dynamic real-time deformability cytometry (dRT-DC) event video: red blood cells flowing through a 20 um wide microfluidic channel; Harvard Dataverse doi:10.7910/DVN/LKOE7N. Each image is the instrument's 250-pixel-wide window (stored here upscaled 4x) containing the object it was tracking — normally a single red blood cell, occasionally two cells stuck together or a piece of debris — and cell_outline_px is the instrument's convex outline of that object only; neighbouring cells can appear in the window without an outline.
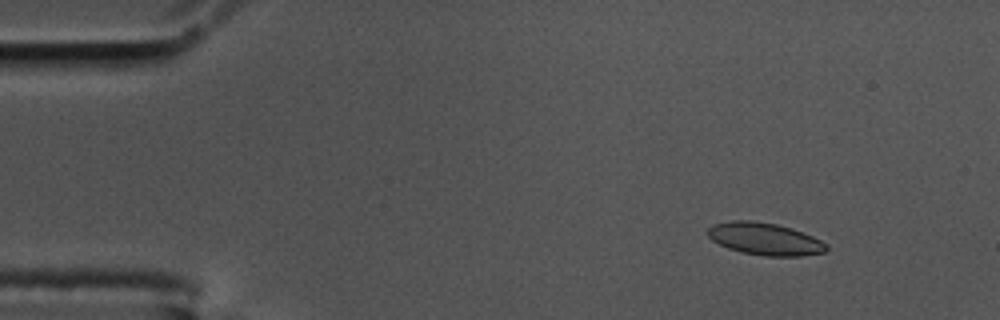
{"species": "common noctule bat (a hibernating species)", "species_latin": "Nyctalus noctula", "temperature_condition": "cold", "stored_images_in_passage": 57, "camera_frame_rate_fps": 3000, "um_per_image_px": 0.085, "animal": {"sex": "male", "body_mass_g": 17.5, "forearm_length_mm": 52.3}, "frame": {"image": 1, "passage_image": 6, "time_ms": 1.667, "image_size_px": [1000, 320], "cell_outline_px": [[828, 248], [824, 252], [800, 256], [764, 256], [740, 252], [728, 248], [712, 240], [708, 236], [708, 228], [712, 224], [732, 220], [752, 220], [776, 224], [792, 228], [812, 236], [828, 244]], "centroid_in_image_um": [65.0, 20.3], "position_along_channel_um": 20.0, "area_um2": 22.37}}
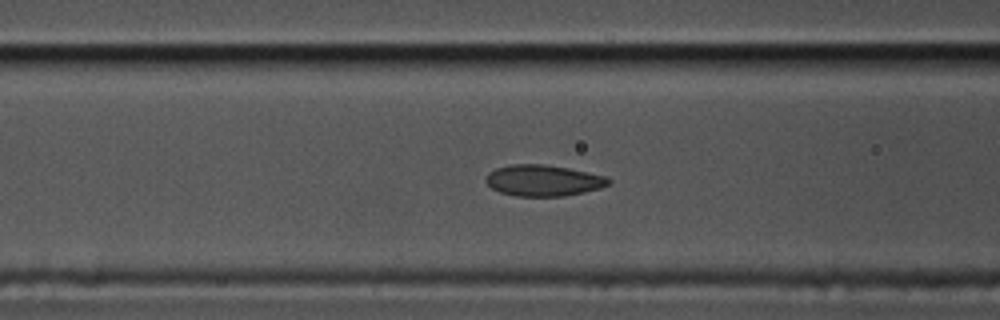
{"frame": {"image": 2, "passage_image": 22, "time_ms": 7.0, "image_size_px": [1000, 320], "cell_outline_px": [[612, 184], [600, 188], [584, 192], [564, 196], [516, 196], [500, 192], [492, 188], [484, 180], [488, 172], [496, 168], [512, 164], [544, 164], [568, 168], [608, 176], [612, 180]], "centroid_in_image_um": [46.21, 15.34], "position_along_channel_um": 120.4, "area_um2": 22.48}}
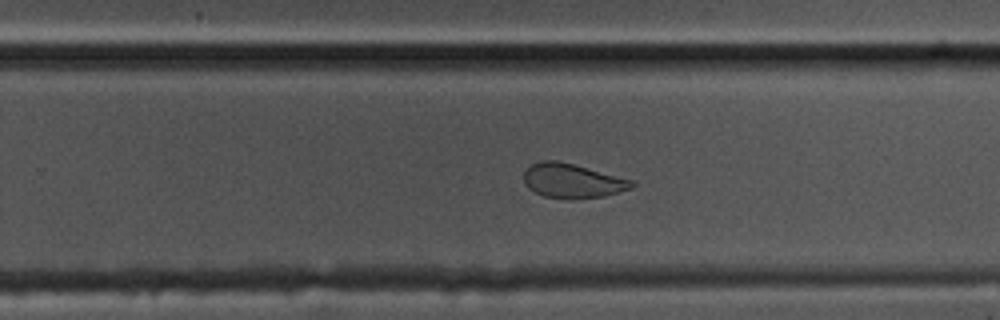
{"frame": {"image": 3, "passage_image": 36, "time_ms": 11.667, "image_size_px": [1000, 320], "cell_outline_px": [[636, 184], [632, 188], [604, 196], [572, 200], [568, 200], [544, 196], [528, 188], [524, 184], [524, 172], [532, 164], [540, 160], [556, 160], [572, 164], [632, 180]], "centroid_in_image_um": [48.63, 15.39], "position_along_channel_um": 281.2, "area_um2": 21.56}, "authors_computed_cell_mechanics": {"area_um2": 22.4842, "velocity_mm_per_s": 3.4472, "shape_relaxation_time_tau1_ms": null, "shape_relaxation_time_tau2_ms": 1.2287, "deformation_change_tau1": null, "deformation_change_tau2": 0.0617}}